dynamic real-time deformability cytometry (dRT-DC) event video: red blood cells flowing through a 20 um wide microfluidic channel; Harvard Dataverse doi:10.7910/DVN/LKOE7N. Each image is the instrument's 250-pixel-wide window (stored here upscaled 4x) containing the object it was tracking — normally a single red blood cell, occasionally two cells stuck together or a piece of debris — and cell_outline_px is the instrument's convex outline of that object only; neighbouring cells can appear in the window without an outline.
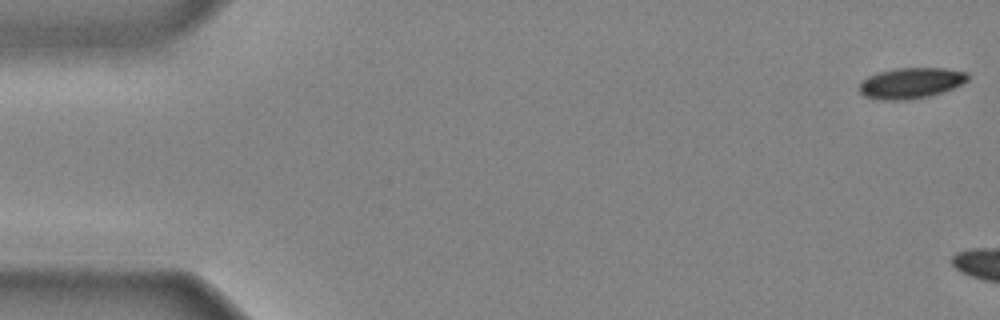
{"species": "common noctule bat (a hibernating species)", "species_latin": "Nyctalus noctula", "temperature_condition": "cold", "stored_images_in_passage": 5, "camera_frame_rate_fps": 3000, "um_per_image_px": 0.085, "animal": {"sex": "male", "body_mass_g": 20.4}, "frame": {"image": 1, "passage_image": 1, "time_ms": 0.0, "image_size_px": [1000, 320], "cell_outline_px": [[972, 76], [964, 84], [944, 92], [928, 96], [908, 100], [880, 100], [864, 96], [856, 88], [860, 80], [868, 76], [880, 72], [896, 68], [944, 68], [968, 72]], "centroid_in_image_um": [77.44, 7.06], "position_along_channel_um": 7.6, "area_um2": 19.94}}